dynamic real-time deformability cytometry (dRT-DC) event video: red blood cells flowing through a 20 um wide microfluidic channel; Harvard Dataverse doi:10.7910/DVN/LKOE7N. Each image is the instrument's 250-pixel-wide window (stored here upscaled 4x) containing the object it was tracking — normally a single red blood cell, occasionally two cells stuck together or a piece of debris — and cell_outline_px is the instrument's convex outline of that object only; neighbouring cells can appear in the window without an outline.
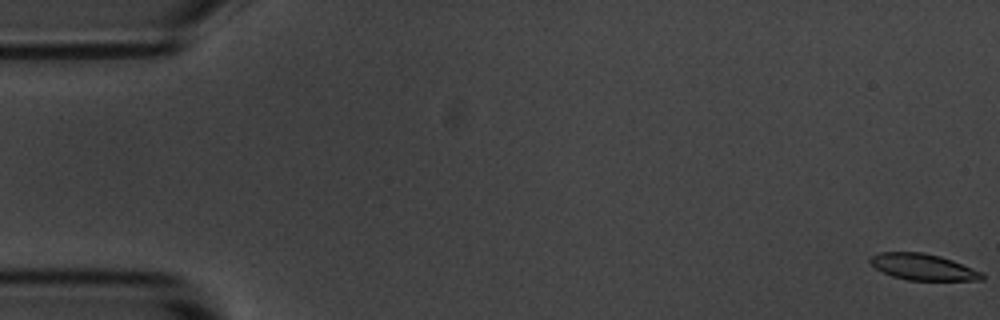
{"species": "common noctule bat (a hibernating species)", "species_latin": "Nyctalus noctula", "temperature_condition": "room temperature", "stored_images_in_passage": 6, "camera_frame_rate_fps": 3000, "um_per_image_px": 0.085, "animal": {"sex": "male", "body_mass_g": 20.1, "forearm_length_mm": 53.5}, "frame": {"image": 1, "passage_image": 1, "time_ms": 0.0, "image_size_px": [1000, 320], "cell_outline_px": [[984, 280], [908, 280], [892, 276], [876, 268], [868, 260], [872, 256], [880, 252], [924, 252], [940, 256], [952, 260], [984, 272]], "centroid_in_image_um": [78.49, 22.69], "position_along_channel_um": 6.5, "area_um2": 17.11}}